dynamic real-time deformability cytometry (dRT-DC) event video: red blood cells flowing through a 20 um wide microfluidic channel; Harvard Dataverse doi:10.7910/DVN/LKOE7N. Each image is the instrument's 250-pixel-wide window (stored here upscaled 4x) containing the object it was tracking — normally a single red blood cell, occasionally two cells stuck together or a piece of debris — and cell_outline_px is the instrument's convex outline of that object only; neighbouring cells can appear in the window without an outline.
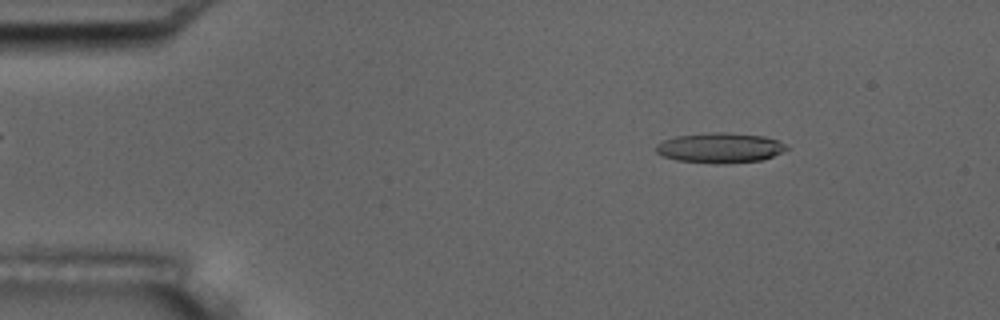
{"species": "common noctule bat (a hibernating species)", "species_latin": "Nyctalus noctula", "temperature_condition": "room temperature", "stored_images_in_passage": 3, "camera_frame_rate_fps": 3000, "um_per_image_px": 0.085, "animal": {"sex": "male", "body_mass_g": 17.5, "forearm_length_mm": 52.3}, "frame": {"image": 1, "passage_image": 1, "time_ms": 0.0, "image_size_px": [1000, 320], "cell_outline_px": [[788, 148], [772, 156], [760, 160], [724, 164], [716, 164], [676, 160], [664, 156], [656, 152], [656, 144], [664, 140], [676, 136], [712, 132], [724, 132], [764, 136], [776, 140], [784, 144]], "centroid_in_image_um": [61.16, 12.57], "position_along_channel_um": 23.8, "area_um2": 22.72}}